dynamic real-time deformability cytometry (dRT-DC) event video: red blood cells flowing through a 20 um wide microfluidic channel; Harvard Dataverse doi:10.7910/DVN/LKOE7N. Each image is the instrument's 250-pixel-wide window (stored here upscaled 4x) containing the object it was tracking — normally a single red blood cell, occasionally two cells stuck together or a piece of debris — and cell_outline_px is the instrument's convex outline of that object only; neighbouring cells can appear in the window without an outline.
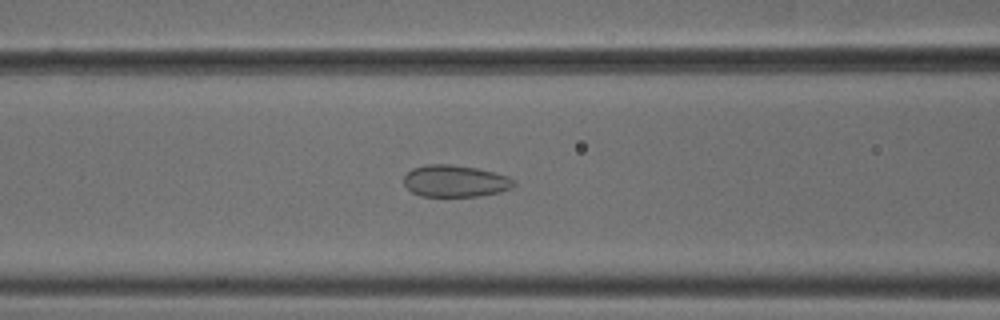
{"species": "common noctule bat (a hibernating species)", "species_latin": "Nyctalus noctula", "temperature_condition": "cold", "stored_images_in_passage": 43, "camera_frame_rate_fps": 3000, "um_per_image_px": 0.085, "animal": {"sex": "male", "body_mass_g": 18.8}, "frame": {"image": 1, "passage_image": 16, "time_ms": 5.0, "image_size_px": [1000, 320], "cell_outline_px": [[516, 184], [512, 188], [500, 192], [480, 196], [420, 196], [412, 192], [404, 184], [404, 176], [412, 168], [424, 164], [452, 164], [476, 168], [508, 176], [516, 180]], "centroid_in_image_um": [38.7, 15.39], "position_along_channel_um": 127.9, "area_um2": 20.58}}
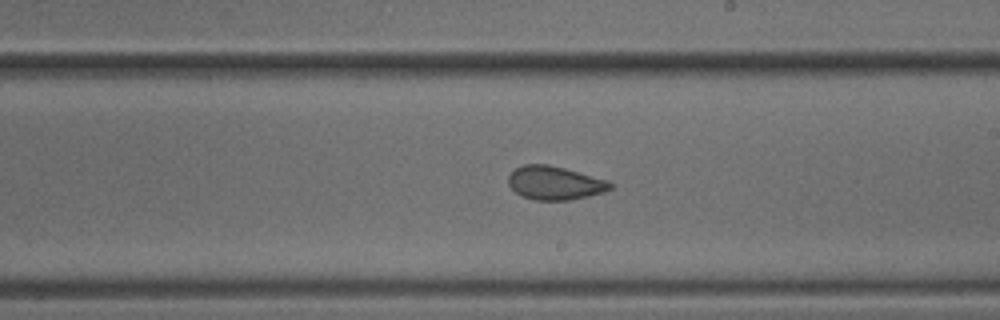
{"frame": {"image": 2, "passage_image": 25, "time_ms": 8.0, "image_size_px": [1000, 320], "cell_outline_px": [[612, 188], [604, 192], [588, 196], [568, 200], [536, 200], [520, 196], [508, 184], [508, 176], [516, 168], [524, 164], [548, 164], [564, 168], [608, 180], [612, 184]], "centroid_in_image_um": [47.15, 15.55], "position_along_channel_um": 241.9, "area_um2": 19.88}}
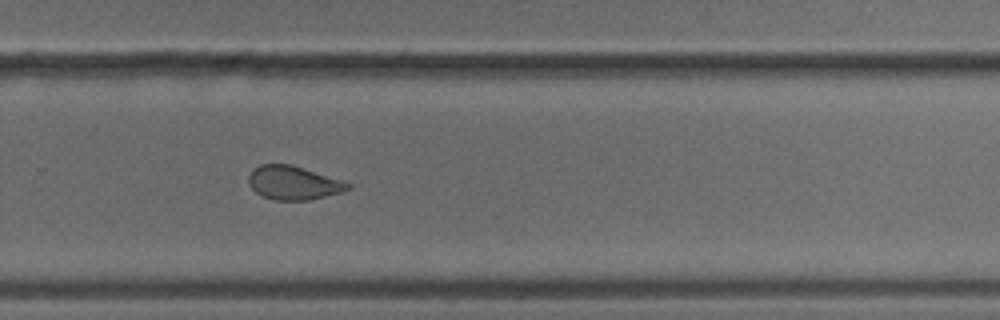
{"frame": {"image": 3, "passage_image": 30, "time_ms": 9.667, "image_size_px": [1000, 320], "cell_outline_px": [[352, 188], [340, 192], [308, 200], [272, 200], [260, 196], [248, 184], [248, 176], [252, 168], [260, 164], [292, 164], [352, 184]], "centroid_in_image_um": [24.88, 15.54], "position_along_channel_um": 304.9, "area_um2": 19.54}}